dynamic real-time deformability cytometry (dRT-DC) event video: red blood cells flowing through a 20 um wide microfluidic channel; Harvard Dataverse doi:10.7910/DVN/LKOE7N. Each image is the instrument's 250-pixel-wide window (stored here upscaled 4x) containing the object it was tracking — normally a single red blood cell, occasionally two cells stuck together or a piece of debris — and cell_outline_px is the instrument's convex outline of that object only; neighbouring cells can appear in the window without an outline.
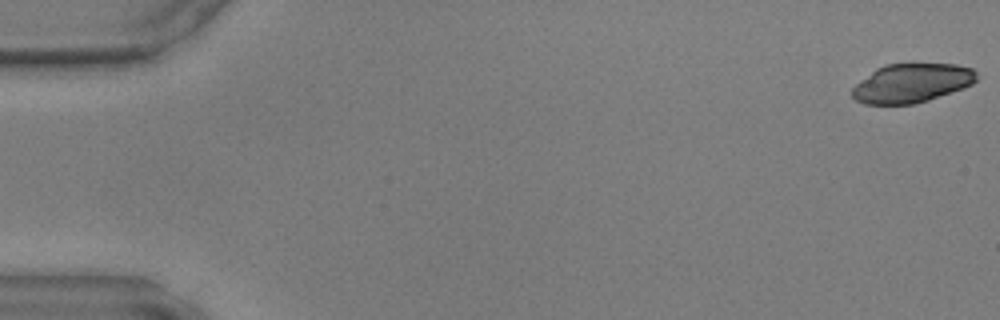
{"species": "common noctule bat (a hibernating species)", "species_latin": "Nyctalus noctula", "temperature_condition": "warm", "stored_images_in_passage": 49, "camera_frame_rate_fps": 3000, "um_per_image_px": 0.085, "animal": {"sex": "male", "body_mass_g": 17.9, "forearm_length_mm": 54.2}, "frame": {"image": 1, "passage_image": 1, "time_ms": 0.0, "image_size_px": [1000, 320], "cell_outline_px": [[976, 80], [972, 84], [964, 88], [928, 100], [912, 104], [864, 104], [856, 100], [852, 96], [852, 88], [856, 84], [876, 68], [888, 64], [956, 64], [972, 68], [976, 72]], "centroid_in_image_um": [77.5, 7.06], "position_along_channel_um": 7.5, "area_um2": 28.09}}